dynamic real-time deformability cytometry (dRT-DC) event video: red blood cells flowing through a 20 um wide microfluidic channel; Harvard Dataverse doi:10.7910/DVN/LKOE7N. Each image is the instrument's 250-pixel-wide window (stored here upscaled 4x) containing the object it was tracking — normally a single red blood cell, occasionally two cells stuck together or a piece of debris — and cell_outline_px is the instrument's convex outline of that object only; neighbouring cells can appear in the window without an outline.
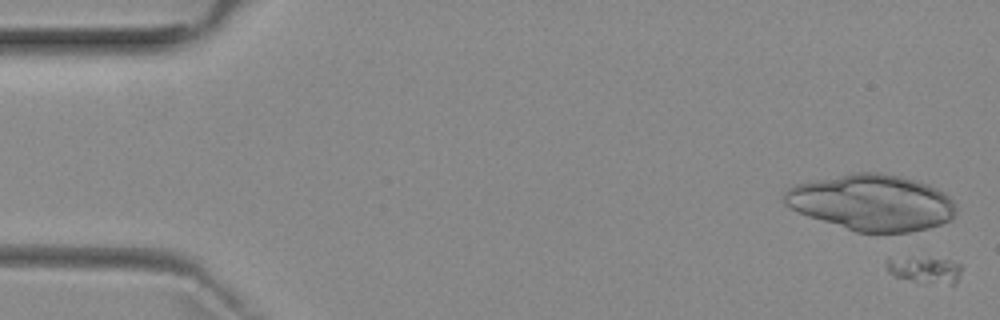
{"species": "common noctule bat (a hibernating species)", "species_latin": "Nyctalus noctula", "temperature_condition": "room temperature", "stored_images_in_passage": 4, "camera_frame_rate_fps": 3000, "um_per_image_px": 0.085, "animal": {"sex": "female", "body_mass_g": 29.2, "forearm_length_mm": 56.3}, "frame": {"image": 1, "passage_image": 1, "time_ms": 0.0, "image_size_px": [1000, 320], "cell_outline_px": [[960, 272], [956, 284], [924, 284], [896, 276], [888, 272], [888, 260], [948, 260], [960, 264]], "centroid_in_image_um": [78.72, 23.03], "position_along_channel_um": 6.3, "area_um2": 10.75}}